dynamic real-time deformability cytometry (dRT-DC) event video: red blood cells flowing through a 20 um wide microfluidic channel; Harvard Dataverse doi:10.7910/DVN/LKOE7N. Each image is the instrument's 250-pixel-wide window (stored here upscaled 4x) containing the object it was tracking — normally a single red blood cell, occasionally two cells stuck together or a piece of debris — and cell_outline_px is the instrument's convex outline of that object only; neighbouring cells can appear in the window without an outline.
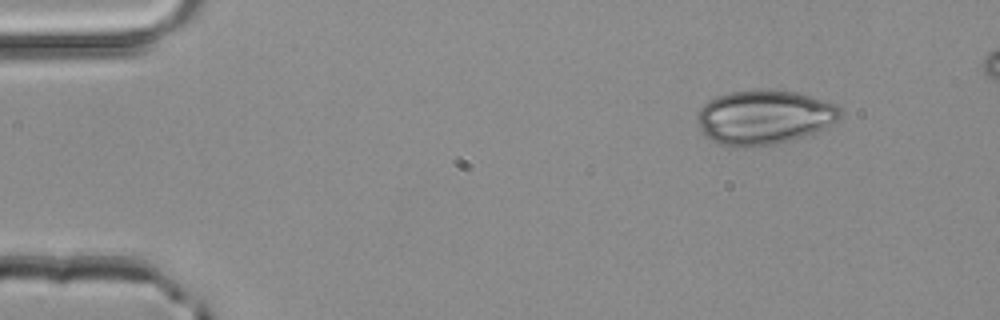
{"species": "common noctule bat (a hibernating species)", "species_latin": "Nyctalus noctula", "temperature_condition": "room temperature", "stored_images_in_passage": 4, "camera_frame_rate_fps": 3000, "um_per_image_px": 0.085, "animal": {"sex": "male", "body_mass_g": 20.4}, "frame": {"image": 1, "passage_image": 1, "time_ms": 0.0, "image_size_px": [1000, 320], "cell_outline_px": [[840, 116], [836, 120], [812, 132], [788, 140], [772, 144], [720, 144], [712, 140], [700, 128], [696, 120], [696, 112], [708, 100], [716, 96], [732, 92], [752, 88], [768, 88], [796, 92], [836, 104], [840, 108]], "centroid_in_image_um": [64.9, 9.88], "position_along_channel_um": 20.1, "area_um2": 44.27}}
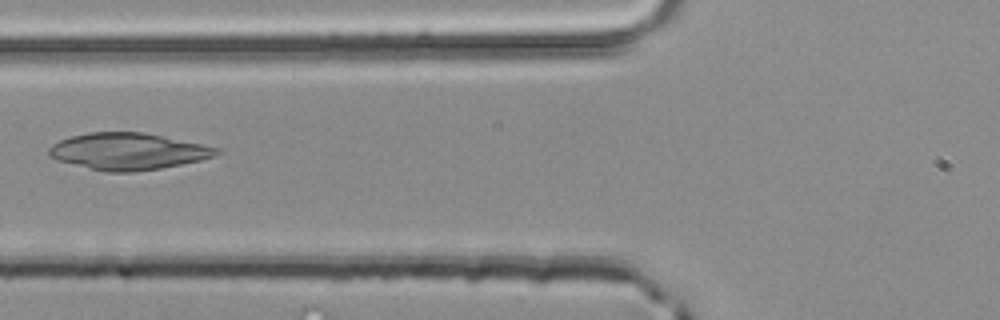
{"frame": {"image": 2, "passage_image": 4, "time_ms": 1.0, "image_size_px": [1000, 320], "cell_outline_px": [[220, 152], [212, 156], [200, 160], [160, 168], [136, 172], [108, 172], [60, 160], [48, 156], [48, 148], [52, 144], [60, 140], [72, 136], [88, 132], [144, 132], [220, 148]], "centroid_in_image_um": [10.88, 12.85], "position_along_channel_um": 114.9, "area_um2": 35.37}}